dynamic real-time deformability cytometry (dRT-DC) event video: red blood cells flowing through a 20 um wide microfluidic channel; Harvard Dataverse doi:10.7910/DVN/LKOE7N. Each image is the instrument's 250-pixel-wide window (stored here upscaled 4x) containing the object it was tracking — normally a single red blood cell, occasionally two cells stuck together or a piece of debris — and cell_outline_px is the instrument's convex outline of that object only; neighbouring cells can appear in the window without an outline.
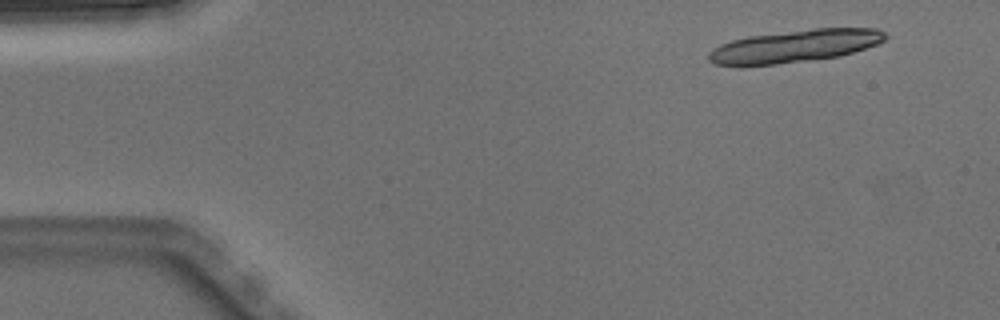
{"species": "Egyptian fruit bat (a non-hibernating species)", "species_latin": "Rousettus aegyptiacus", "temperature_condition": "warm", "stored_images_in_passage": 4, "segment_of_instrument_passage": [1, 2], "camera_frame_rate_fps": 3000, "um_per_image_px": 0.085, "animal": {"sex": "male"}, "frame": {"image": 1, "passage_image": 1, "time_ms": 0.0, "image_size_px": [1000, 320], "cell_outline_px": [[888, 36], [884, 40], [876, 44], [840, 56], [776, 64], [740, 68], [736, 68], [716, 64], [708, 60], [708, 52], [712, 48], [720, 44], [732, 40], [748, 36], [816, 28], [876, 28], [884, 32]], "centroid_in_image_um": [67.45, 3.94], "position_along_channel_um": 17.6, "area_um2": 33.81}}